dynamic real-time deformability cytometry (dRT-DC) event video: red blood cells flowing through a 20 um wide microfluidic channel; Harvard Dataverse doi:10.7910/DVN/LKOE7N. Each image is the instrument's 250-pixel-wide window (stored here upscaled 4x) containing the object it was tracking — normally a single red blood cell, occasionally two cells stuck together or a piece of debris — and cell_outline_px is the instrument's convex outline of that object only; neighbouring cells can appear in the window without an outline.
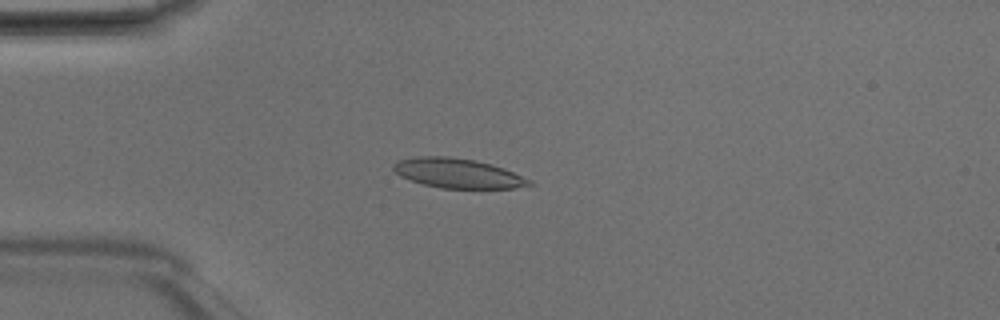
{"species": "Egyptian fruit bat (a non-hibernating species)", "species_latin": "Rousettus aegyptiacus", "temperature_condition": "room temperature", "stored_images_in_passage": 49, "camera_frame_rate_fps": 3000, "um_per_image_px": 0.085, "animal": {"sex": "male"}, "frame": {"image": 1, "passage_image": 13, "time_ms": 4.0, "image_size_px": [1000, 320], "cell_outline_px": [[536, 184], [516, 188], [440, 188], [424, 184], [400, 176], [392, 168], [392, 164], [396, 160], [416, 156], [448, 156], [476, 160], [492, 164], [504, 168], [532, 180]], "centroid_in_image_um": [38.93, 14.71], "position_along_channel_um": 46.1, "area_um2": 23.64}}
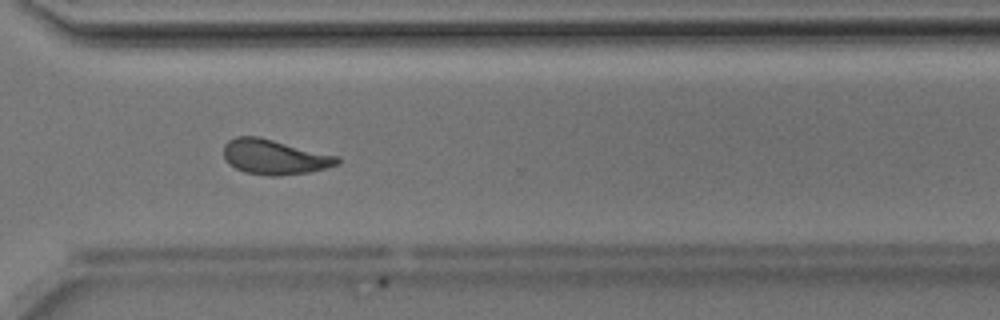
{"frame": {"image": 2, "passage_image": 36, "time_ms": 11.667, "image_size_px": [1000, 320], "cell_outline_px": [[340, 164], [308, 172], [280, 176], [268, 176], [244, 172], [228, 164], [224, 160], [224, 144], [228, 140], [236, 136], [256, 136], [340, 156]], "centroid_in_image_um": [23.32, 13.35], "position_along_channel_um": 347.3, "area_um2": 23.24}}
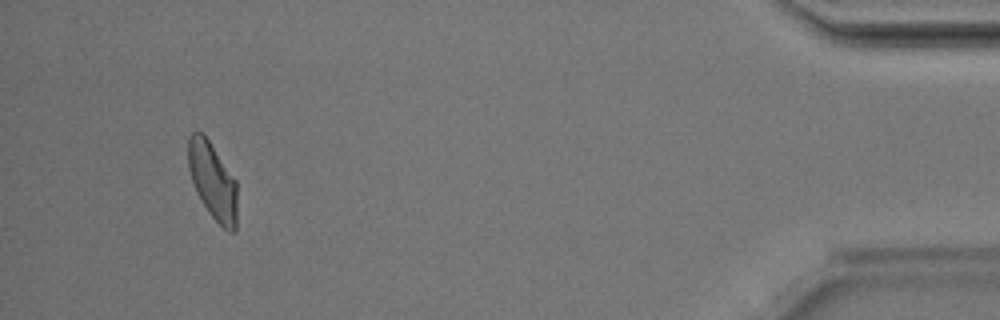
{"frame": {"image": 3, "passage_image": 46, "time_ms": 15.0, "image_size_px": [1000, 320], "cell_outline_px": [[236, 232], [228, 232], [208, 212], [192, 180], [188, 168], [188, 136], [192, 132], [200, 132], [208, 140], [236, 180]], "centroid_in_image_um": [18.08, 15.38], "position_along_channel_um": 417.1, "area_um2": 21.44}, "authors_computed_cell_mechanics": {"area_um2": 23.12, "velocity_mm_per_s": 4.1752, "shape_relaxation_time_tau1_ms": 5.4202, "shape_relaxation_time_tau2_ms": 1.9099, "deformation_change_tau1": 0.1653, "deformation_change_tau2": 0.0759}}